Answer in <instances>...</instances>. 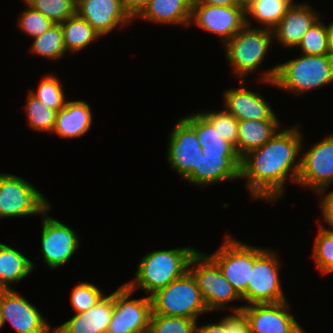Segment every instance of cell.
<instances>
[{
	"label": "cell",
	"mask_w": 333,
	"mask_h": 333,
	"mask_svg": "<svg viewBox=\"0 0 333 333\" xmlns=\"http://www.w3.org/2000/svg\"><path fill=\"white\" fill-rule=\"evenodd\" d=\"M299 129L297 125L280 130L263 146L241 158L240 179L246 180L251 198L275 202L283 196L288 178L297 183L301 168L298 155L304 146Z\"/></svg>",
	"instance_id": "obj_1"
},
{
	"label": "cell",
	"mask_w": 333,
	"mask_h": 333,
	"mask_svg": "<svg viewBox=\"0 0 333 333\" xmlns=\"http://www.w3.org/2000/svg\"><path fill=\"white\" fill-rule=\"evenodd\" d=\"M261 73L262 83L302 95L333 83V59L329 54H302Z\"/></svg>",
	"instance_id": "obj_2"
},
{
	"label": "cell",
	"mask_w": 333,
	"mask_h": 333,
	"mask_svg": "<svg viewBox=\"0 0 333 333\" xmlns=\"http://www.w3.org/2000/svg\"><path fill=\"white\" fill-rule=\"evenodd\" d=\"M197 249L180 247L169 250L151 251L140 259L135 278L125 283L134 292L141 289L151 297L189 270V263Z\"/></svg>",
	"instance_id": "obj_3"
},
{
	"label": "cell",
	"mask_w": 333,
	"mask_h": 333,
	"mask_svg": "<svg viewBox=\"0 0 333 333\" xmlns=\"http://www.w3.org/2000/svg\"><path fill=\"white\" fill-rule=\"evenodd\" d=\"M272 42L271 29L245 25L223 45L234 75L245 80L248 74L254 73L266 58Z\"/></svg>",
	"instance_id": "obj_4"
},
{
	"label": "cell",
	"mask_w": 333,
	"mask_h": 333,
	"mask_svg": "<svg viewBox=\"0 0 333 333\" xmlns=\"http://www.w3.org/2000/svg\"><path fill=\"white\" fill-rule=\"evenodd\" d=\"M154 314L187 317L198 320L207 313V305L193 274L188 270L182 277L151 296Z\"/></svg>",
	"instance_id": "obj_5"
},
{
	"label": "cell",
	"mask_w": 333,
	"mask_h": 333,
	"mask_svg": "<svg viewBox=\"0 0 333 333\" xmlns=\"http://www.w3.org/2000/svg\"><path fill=\"white\" fill-rule=\"evenodd\" d=\"M51 203L22 177L0 173V219L43 214Z\"/></svg>",
	"instance_id": "obj_6"
},
{
	"label": "cell",
	"mask_w": 333,
	"mask_h": 333,
	"mask_svg": "<svg viewBox=\"0 0 333 333\" xmlns=\"http://www.w3.org/2000/svg\"><path fill=\"white\" fill-rule=\"evenodd\" d=\"M225 238L222 246L208 256L219 266L224 277L242 298L247 292L254 260L265 249L242 243L232 236Z\"/></svg>",
	"instance_id": "obj_7"
},
{
	"label": "cell",
	"mask_w": 333,
	"mask_h": 333,
	"mask_svg": "<svg viewBox=\"0 0 333 333\" xmlns=\"http://www.w3.org/2000/svg\"><path fill=\"white\" fill-rule=\"evenodd\" d=\"M189 271L195 277L210 313L232 307L228 303L242 299L206 253L197 250L190 260Z\"/></svg>",
	"instance_id": "obj_8"
},
{
	"label": "cell",
	"mask_w": 333,
	"mask_h": 333,
	"mask_svg": "<svg viewBox=\"0 0 333 333\" xmlns=\"http://www.w3.org/2000/svg\"><path fill=\"white\" fill-rule=\"evenodd\" d=\"M265 249L255 260L247 292L241 300L252 304L286 301L279 275L280 259L277 251Z\"/></svg>",
	"instance_id": "obj_9"
},
{
	"label": "cell",
	"mask_w": 333,
	"mask_h": 333,
	"mask_svg": "<svg viewBox=\"0 0 333 333\" xmlns=\"http://www.w3.org/2000/svg\"><path fill=\"white\" fill-rule=\"evenodd\" d=\"M135 293L126 284L114 291V307L106 333H136L149 328L152 300L146 296L131 299Z\"/></svg>",
	"instance_id": "obj_10"
},
{
	"label": "cell",
	"mask_w": 333,
	"mask_h": 333,
	"mask_svg": "<svg viewBox=\"0 0 333 333\" xmlns=\"http://www.w3.org/2000/svg\"><path fill=\"white\" fill-rule=\"evenodd\" d=\"M51 208L50 206L41 214V253L48 267L58 269L67 263L80 247V239L76 230L48 215Z\"/></svg>",
	"instance_id": "obj_11"
},
{
	"label": "cell",
	"mask_w": 333,
	"mask_h": 333,
	"mask_svg": "<svg viewBox=\"0 0 333 333\" xmlns=\"http://www.w3.org/2000/svg\"><path fill=\"white\" fill-rule=\"evenodd\" d=\"M233 312L242 311L248 319L252 333H306L288 310L286 300L277 303L234 306Z\"/></svg>",
	"instance_id": "obj_12"
},
{
	"label": "cell",
	"mask_w": 333,
	"mask_h": 333,
	"mask_svg": "<svg viewBox=\"0 0 333 333\" xmlns=\"http://www.w3.org/2000/svg\"><path fill=\"white\" fill-rule=\"evenodd\" d=\"M297 183L316 194L333 183V134L312 145L301 155Z\"/></svg>",
	"instance_id": "obj_13"
},
{
	"label": "cell",
	"mask_w": 333,
	"mask_h": 333,
	"mask_svg": "<svg viewBox=\"0 0 333 333\" xmlns=\"http://www.w3.org/2000/svg\"><path fill=\"white\" fill-rule=\"evenodd\" d=\"M2 325L8 321L17 333H53L41 312L14 289L0 290Z\"/></svg>",
	"instance_id": "obj_14"
},
{
	"label": "cell",
	"mask_w": 333,
	"mask_h": 333,
	"mask_svg": "<svg viewBox=\"0 0 333 333\" xmlns=\"http://www.w3.org/2000/svg\"><path fill=\"white\" fill-rule=\"evenodd\" d=\"M192 22L199 28L218 35L225 44L246 25L245 8L193 4L190 24Z\"/></svg>",
	"instance_id": "obj_15"
},
{
	"label": "cell",
	"mask_w": 333,
	"mask_h": 333,
	"mask_svg": "<svg viewBox=\"0 0 333 333\" xmlns=\"http://www.w3.org/2000/svg\"><path fill=\"white\" fill-rule=\"evenodd\" d=\"M167 158L171 168L183 179L199 170L202 147L194 129L180 118L169 134Z\"/></svg>",
	"instance_id": "obj_16"
},
{
	"label": "cell",
	"mask_w": 333,
	"mask_h": 333,
	"mask_svg": "<svg viewBox=\"0 0 333 333\" xmlns=\"http://www.w3.org/2000/svg\"><path fill=\"white\" fill-rule=\"evenodd\" d=\"M76 13L99 34L105 36L117 27L133 21L124 10L122 0H77Z\"/></svg>",
	"instance_id": "obj_17"
},
{
	"label": "cell",
	"mask_w": 333,
	"mask_h": 333,
	"mask_svg": "<svg viewBox=\"0 0 333 333\" xmlns=\"http://www.w3.org/2000/svg\"><path fill=\"white\" fill-rule=\"evenodd\" d=\"M240 80L238 88H229L224 92V108L238 121L240 120H279L270 104L259 92L244 87Z\"/></svg>",
	"instance_id": "obj_18"
},
{
	"label": "cell",
	"mask_w": 333,
	"mask_h": 333,
	"mask_svg": "<svg viewBox=\"0 0 333 333\" xmlns=\"http://www.w3.org/2000/svg\"><path fill=\"white\" fill-rule=\"evenodd\" d=\"M320 14L308 3H293L272 29L273 39L285 48H295Z\"/></svg>",
	"instance_id": "obj_19"
},
{
	"label": "cell",
	"mask_w": 333,
	"mask_h": 333,
	"mask_svg": "<svg viewBox=\"0 0 333 333\" xmlns=\"http://www.w3.org/2000/svg\"><path fill=\"white\" fill-rule=\"evenodd\" d=\"M241 157L239 155H203L199 170H194L185 180L204 187L223 181L240 179Z\"/></svg>",
	"instance_id": "obj_20"
},
{
	"label": "cell",
	"mask_w": 333,
	"mask_h": 333,
	"mask_svg": "<svg viewBox=\"0 0 333 333\" xmlns=\"http://www.w3.org/2000/svg\"><path fill=\"white\" fill-rule=\"evenodd\" d=\"M114 307V292L104 295L93 307L83 313L75 314L53 333H106Z\"/></svg>",
	"instance_id": "obj_21"
},
{
	"label": "cell",
	"mask_w": 333,
	"mask_h": 333,
	"mask_svg": "<svg viewBox=\"0 0 333 333\" xmlns=\"http://www.w3.org/2000/svg\"><path fill=\"white\" fill-rule=\"evenodd\" d=\"M93 116L88 102L83 100L66 101L56 114L52 133L61 138H75L85 135L92 126Z\"/></svg>",
	"instance_id": "obj_22"
},
{
	"label": "cell",
	"mask_w": 333,
	"mask_h": 333,
	"mask_svg": "<svg viewBox=\"0 0 333 333\" xmlns=\"http://www.w3.org/2000/svg\"><path fill=\"white\" fill-rule=\"evenodd\" d=\"M192 0H150L137 17L156 24L190 26Z\"/></svg>",
	"instance_id": "obj_23"
},
{
	"label": "cell",
	"mask_w": 333,
	"mask_h": 333,
	"mask_svg": "<svg viewBox=\"0 0 333 333\" xmlns=\"http://www.w3.org/2000/svg\"><path fill=\"white\" fill-rule=\"evenodd\" d=\"M279 120L238 121V142L236 151L242 158L247 153L267 143L279 130Z\"/></svg>",
	"instance_id": "obj_24"
},
{
	"label": "cell",
	"mask_w": 333,
	"mask_h": 333,
	"mask_svg": "<svg viewBox=\"0 0 333 333\" xmlns=\"http://www.w3.org/2000/svg\"><path fill=\"white\" fill-rule=\"evenodd\" d=\"M182 118L194 129L203 155H238L236 147L221 137L200 112Z\"/></svg>",
	"instance_id": "obj_25"
},
{
	"label": "cell",
	"mask_w": 333,
	"mask_h": 333,
	"mask_svg": "<svg viewBox=\"0 0 333 333\" xmlns=\"http://www.w3.org/2000/svg\"><path fill=\"white\" fill-rule=\"evenodd\" d=\"M34 267L25 254L0 242V290L13 289L11 284L25 279Z\"/></svg>",
	"instance_id": "obj_26"
},
{
	"label": "cell",
	"mask_w": 333,
	"mask_h": 333,
	"mask_svg": "<svg viewBox=\"0 0 333 333\" xmlns=\"http://www.w3.org/2000/svg\"><path fill=\"white\" fill-rule=\"evenodd\" d=\"M294 0H254L245 7V22L250 26L253 18L262 28L273 29L285 15ZM249 15V17H248Z\"/></svg>",
	"instance_id": "obj_27"
},
{
	"label": "cell",
	"mask_w": 333,
	"mask_h": 333,
	"mask_svg": "<svg viewBox=\"0 0 333 333\" xmlns=\"http://www.w3.org/2000/svg\"><path fill=\"white\" fill-rule=\"evenodd\" d=\"M60 24L67 52L77 53L91 42L97 41V38H101L100 34L77 13Z\"/></svg>",
	"instance_id": "obj_28"
},
{
	"label": "cell",
	"mask_w": 333,
	"mask_h": 333,
	"mask_svg": "<svg viewBox=\"0 0 333 333\" xmlns=\"http://www.w3.org/2000/svg\"><path fill=\"white\" fill-rule=\"evenodd\" d=\"M33 54L48 60H58L66 54L61 24H53L41 36L33 38L31 45Z\"/></svg>",
	"instance_id": "obj_29"
},
{
	"label": "cell",
	"mask_w": 333,
	"mask_h": 333,
	"mask_svg": "<svg viewBox=\"0 0 333 333\" xmlns=\"http://www.w3.org/2000/svg\"><path fill=\"white\" fill-rule=\"evenodd\" d=\"M25 105L27 124L31 129L39 132H52L55 126L57 111L46 106L30 92Z\"/></svg>",
	"instance_id": "obj_30"
},
{
	"label": "cell",
	"mask_w": 333,
	"mask_h": 333,
	"mask_svg": "<svg viewBox=\"0 0 333 333\" xmlns=\"http://www.w3.org/2000/svg\"><path fill=\"white\" fill-rule=\"evenodd\" d=\"M329 25H325L319 18L304 34L296 48H300L304 55H327L329 54Z\"/></svg>",
	"instance_id": "obj_31"
},
{
	"label": "cell",
	"mask_w": 333,
	"mask_h": 333,
	"mask_svg": "<svg viewBox=\"0 0 333 333\" xmlns=\"http://www.w3.org/2000/svg\"><path fill=\"white\" fill-rule=\"evenodd\" d=\"M25 4L41 12L54 24H60L76 14L77 0H26Z\"/></svg>",
	"instance_id": "obj_32"
},
{
	"label": "cell",
	"mask_w": 333,
	"mask_h": 333,
	"mask_svg": "<svg viewBox=\"0 0 333 333\" xmlns=\"http://www.w3.org/2000/svg\"><path fill=\"white\" fill-rule=\"evenodd\" d=\"M40 81L38 89L36 91L32 89L29 92L46 106L58 112L66 103L63 84L53 73L47 74Z\"/></svg>",
	"instance_id": "obj_33"
},
{
	"label": "cell",
	"mask_w": 333,
	"mask_h": 333,
	"mask_svg": "<svg viewBox=\"0 0 333 333\" xmlns=\"http://www.w3.org/2000/svg\"><path fill=\"white\" fill-rule=\"evenodd\" d=\"M312 256L322 275L333 272V229L320 225Z\"/></svg>",
	"instance_id": "obj_34"
},
{
	"label": "cell",
	"mask_w": 333,
	"mask_h": 333,
	"mask_svg": "<svg viewBox=\"0 0 333 333\" xmlns=\"http://www.w3.org/2000/svg\"><path fill=\"white\" fill-rule=\"evenodd\" d=\"M196 319L163 316L152 312L149 329L152 333H196Z\"/></svg>",
	"instance_id": "obj_35"
},
{
	"label": "cell",
	"mask_w": 333,
	"mask_h": 333,
	"mask_svg": "<svg viewBox=\"0 0 333 333\" xmlns=\"http://www.w3.org/2000/svg\"><path fill=\"white\" fill-rule=\"evenodd\" d=\"M226 141L237 147L238 120L225 109L221 111L200 112Z\"/></svg>",
	"instance_id": "obj_36"
},
{
	"label": "cell",
	"mask_w": 333,
	"mask_h": 333,
	"mask_svg": "<svg viewBox=\"0 0 333 333\" xmlns=\"http://www.w3.org/2000/svg\"><path fill=\"white\" fill-rule=\"evenodd\" d=\"M104 293L96 285L88 282H80L71 291L70 302L74 312L83 313L93 307Z\"/></svg>",
	"instance_id": "obj_37"
},
{
	"label": "cell",
	"mask_w": 333,
	"mask_h": 333,
	"mask_svg": "<svg viewBox=\"0 0 333 333\" xmlns=\"http://www.w3.org/2000/svg\"><path fill=\"white\" fill-rule=\"evenodd\" d=\"M17 22L20 30L32 39L41 36L54 24L41 12H38L30 6L22 11V15Z\"/></svg>",
	"instance_id": "obj_38"
},
{
	"label": "cell",
	"mask_w": 333,
	"mask_h": 333,
	"mask_svg": "<svg viewBox=\"0 0 333 333\" xmlns=\"http://www.w3.org/2000/svg\"><path fill=\"white\" fill-rule=\"evenodd\" d=\"M225 325L227 333H252L248 319L240 312H233L220 320Z\"/></svg>",
	"instance_id": "obj_39"
},
{
	"label": "cell",
	"mask_w": 333,
	"mask_h": 333,
	"mask_svg": "<svg viewBox=\"0 0 333 333\" xmlns=\"http://www.w3.org/2000/svg\"><path fill=\"white\" fill-rule=\"evenodd\" d=\"M325 192L326 189L320 191L316 196H324V198L322 197L321 202V212L322 217L324 218L323 221H325V223L328 224L331 229H333V189L326 195H324Z\"/></svg>",
	"instance_id": "obj_40"
},
{
	"label": "cell",
	"mask_w": 333,
	"mask_h": 333,
	"mask_svg": "<svg viewBox=\"0 0 333 333\" xmlns=\"http://www.w3.org/2000/svg\"><path fill=\"white\" fill-rule=\"evenodd\" d=\"M150 0H122L124 10L134 21L147 7Z\"/></svg>",
	"instance_id": "obj_41"
},
{
	"label": "cell",
	"mask_w": 333,
	"mask_h": 333,
	"mask_svg": "<svg viewBox=\"0 0 333 333\" xmlns=\"http://www.w3.org/2000/svg\"><path fill=\"white\" fill-rule=\"evenodd\" d=\"M196 333H227L225 325L218 321V323L205 324L202 326H196Z\"/></svg>",
	"instance_id": "obj_42"
},
{
	"label": "cell",
	"mask_w": 333,
	"mask_h": 333,
	"mask_svg": "<svg viewBox=\"0 0 333 333\" xmlns=\"http://www.w3.org/2000/svg\"><path fill=\"white\" fill-rule=\"evenodd\" d=\"M192 3L225 7L241 6L237 0H192Z\"/></svg>",
	"instance_id": "obj_43"
},
{
	"label": "cell",
	"mask_w": 333,
	"mask_h": 333,
	"mask_svg": "<svg viewBox=\"0 0 333 333\" xmlns=\"http://www.w3.org/2000/svg\"><path fill=\"white\" fill-rule=\"evenodd\" d=\"M329 29H330V39H329V55L333 59V22L329 23Z\"/></svg>",
	"instance_id": "obj_44"
},
{
	"label": "cell",
	"mask_w": 333,
	"mask_h": 333,
	"mask_svg": "<svg viewBox=\"0 0 333 333\" xmlns=\"http://www.w3.org/2000/svg\"><path fill=\"white\" fill-rule=\"evenodd\" d=\"M239 2V4L241 6H243L244 8L247 7L251 2H253L254 0H237Z\"/></svg>",
	"instance_id": "obj_45"
},
{
	"label": "cell",
	"mask_w": 333,
	"mask_h": 333,
	"mask_svg": "<svg viewBox=\"0 0 333 333\" xmlns=\"http://www.w3.org/2000/svg\"><path fill=\"white\" fill-rule=\"evenodd\" d=\"M136 333H152V331L148 328L146 330L139 331V332H136Z\"/></svg>",
	"instance_id": "obj_46"
},
{
	"label": "cell",
	"mask_w": 333,
	"mask_h": 333,
	"mask_svg": "<svg viewBox=\"0 0 333 333\" xmlns=\"http://www.w3.org/2000/svg\"><path fill=\"white\" fill-rule=\"evenodd\" d=\"M1 327H3V325H2L1 315H0V329H1Z\"/></svg>",
	"instance_id": "obj_47"
}]
</instances>
